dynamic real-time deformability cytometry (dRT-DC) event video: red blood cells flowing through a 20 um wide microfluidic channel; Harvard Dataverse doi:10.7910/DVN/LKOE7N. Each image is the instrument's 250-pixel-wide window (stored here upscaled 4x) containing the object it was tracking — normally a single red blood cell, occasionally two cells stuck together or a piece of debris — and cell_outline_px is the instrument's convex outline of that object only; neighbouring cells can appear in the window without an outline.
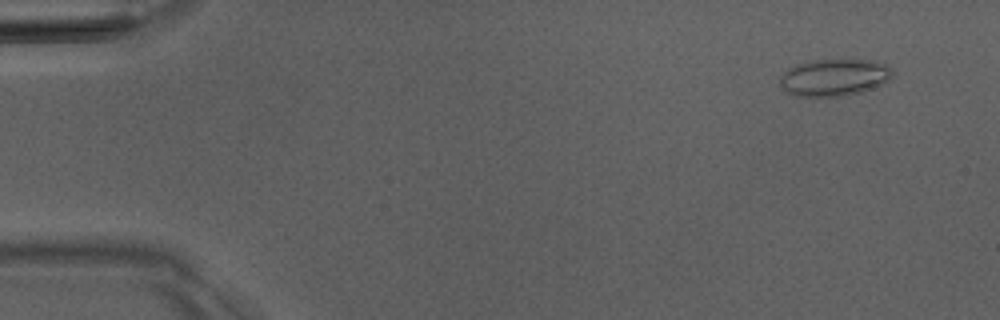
{"species": "Egyptian fruit bat (a non-hibernating species)", "species_latin": "Rousettus aegyptiacus", "temperature_condition": "room temperature", "stored_images_in_passage": 5, "camera_frame_rate_fps": 3000, "um_per_image_px": 0.085, "animal": {"sex": "male"}, "frame": {"image": 1, "passage_image": 2, "time_ms": 1.0, "image_size_px": [1000, 320], "cell_outline_px": [[896, 72], [884, 84], [848, 96], [792, 96], [784, 92], [780, 88], [780, 76], [788, 68], [796, 64], [812, 60], [872, 60], [888, 64]], "centroid_in_image_um": [70.91, 6.59], "position_along_channel_um": 14.1, "area_um2": 24.8}}